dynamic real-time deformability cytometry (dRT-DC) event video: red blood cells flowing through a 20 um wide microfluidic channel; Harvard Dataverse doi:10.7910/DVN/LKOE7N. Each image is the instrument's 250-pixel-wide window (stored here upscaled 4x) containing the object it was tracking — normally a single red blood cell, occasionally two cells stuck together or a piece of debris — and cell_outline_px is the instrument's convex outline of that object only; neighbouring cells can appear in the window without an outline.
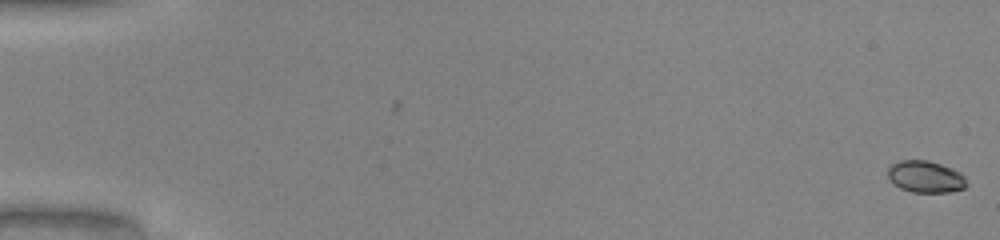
{"species": "common noctule bat (a hibernating species)", "species_latin": "Nyctalus noctula", "temperature_condition": "warm", "stored_images_in_passage": 3, "camera_frame_rate_fps": 3000, "um_per_image_px": 0.085, "animal": {"sex": "male", "body_mass_g": 20.0, "forearm_length_mm": 53.3}, "frame": {"image": 1, "passage_image": 3, "time_ms": 0.667, "image_size_px": [1000, 240], "cell_outline_px": [[968, 184], [964, 188], [948, 192], [912, 192], [900, 188], [888, 180], [888, 168], [892, 164], [900, 160], [928, 160], [952, 168], [960, 172], [964, 176]], "centroid_in_image_um": [78.66, 15.02], "position_along_channel_um": 6.3, "area_um2": 14.68}}